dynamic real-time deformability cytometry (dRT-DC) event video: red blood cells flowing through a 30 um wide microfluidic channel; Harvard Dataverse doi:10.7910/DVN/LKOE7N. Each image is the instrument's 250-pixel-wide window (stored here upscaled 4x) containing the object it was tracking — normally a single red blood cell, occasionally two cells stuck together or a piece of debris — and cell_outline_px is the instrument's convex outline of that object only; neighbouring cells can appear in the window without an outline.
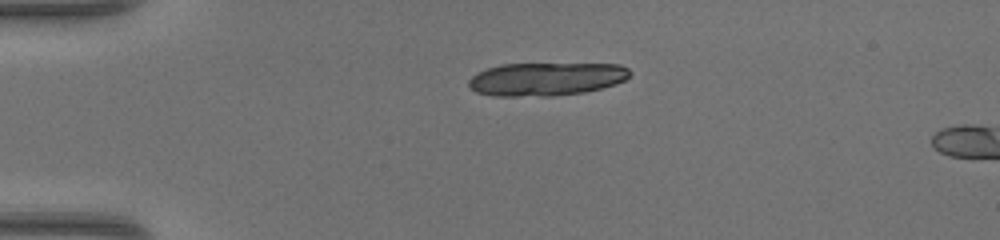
{"species": "common noctule bat (a hibernating species)", "species_latin": "Nyctalus noctula", "temperature_condition": "warm", "stored_images_in_passage": 3, "camera_frame_rate_fps": 3000, "um_per_image_px": 0.085, "animal": {"sex": "female", "body_mass_g": 17.0, "forearm_length_mm": 48.0}, "frame": {"image": 1, "passage_image": 1, "time_ms": 0.0, "image_size_px": [1000, 240], "cell_outline_px": [[632, 72], [624, 80], [616, 84], [584, 92], [556, 96], [492, 96], [476, 92], [468, 84], [468, 80], [472, 76], [488, 68], [500, 64], [620, 64], [628, 68]], "centroid_in_image_um": [46.43, 6.72], "position_along_channel_um": 38.6, "area_um2": 31.21}}